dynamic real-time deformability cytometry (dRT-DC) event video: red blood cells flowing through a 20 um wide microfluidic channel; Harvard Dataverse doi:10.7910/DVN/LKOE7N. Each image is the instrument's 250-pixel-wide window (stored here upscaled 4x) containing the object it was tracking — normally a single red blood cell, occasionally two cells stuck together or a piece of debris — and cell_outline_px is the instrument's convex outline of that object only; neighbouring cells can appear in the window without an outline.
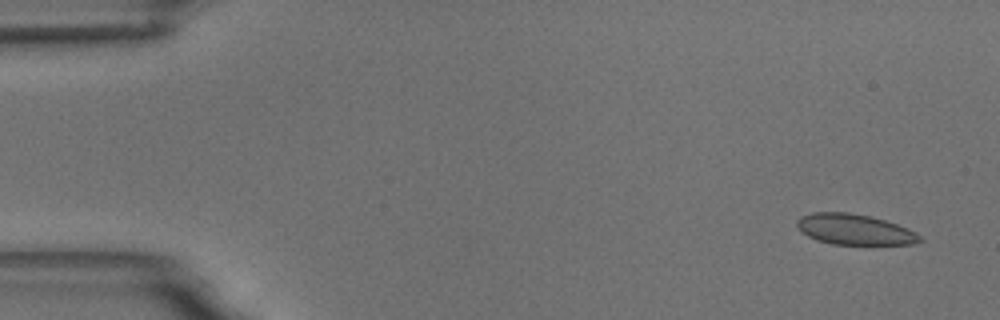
{"species": "common noctule bat (a hibernating species)", "species_latin": "Nyctalus noctula", "temperature_condition": "room temperature", "stored_images_in_passage": 5, "camera_frame_rate_fps": 3000, "um_per_image_px": 0.085, "animal": {"sex": "male", "body_mass_g": 18.8}, "frame": {"image": 1, "passage_image": 1, "time_ms": 0.0, "image_size_px": [1000, 320], "cell_outline_px": [[924, 240], [916, 244], [832, 244], [816, 240], [808, 236], [796, 224], [796, 220], [800, 216], [812, 212], [848, 212], [872, 216], [908, 228], [916, 232]], "centroid_in_image_um": [72.65, 19.49], "position_along_channel_um": 12.3, "area_um2": 21.96}}
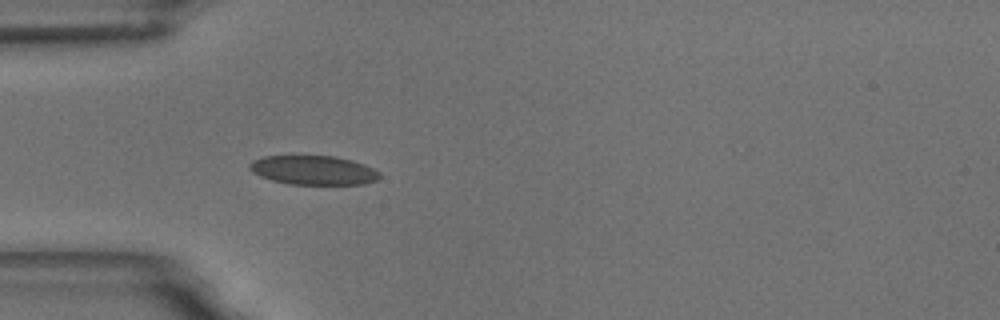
{"frame": {"image": 2, "passage_image": 5, "time_ms": 4.667, "image_size_px": [1000, 320], "cell_outline_px": [[380, 176], [376, 180], [364, 184], [288, 184], [272, 180], [260, 176], [252, 172], [248, 168], [248, 164], [252, 160], [264, 156], [332, 156], [352, 160], [364, 164], [380, 172]], "centroid_in_image_um": [26.61, 14.46], "position_along_channel_um": 58.4, "area_um2": 22.08}}